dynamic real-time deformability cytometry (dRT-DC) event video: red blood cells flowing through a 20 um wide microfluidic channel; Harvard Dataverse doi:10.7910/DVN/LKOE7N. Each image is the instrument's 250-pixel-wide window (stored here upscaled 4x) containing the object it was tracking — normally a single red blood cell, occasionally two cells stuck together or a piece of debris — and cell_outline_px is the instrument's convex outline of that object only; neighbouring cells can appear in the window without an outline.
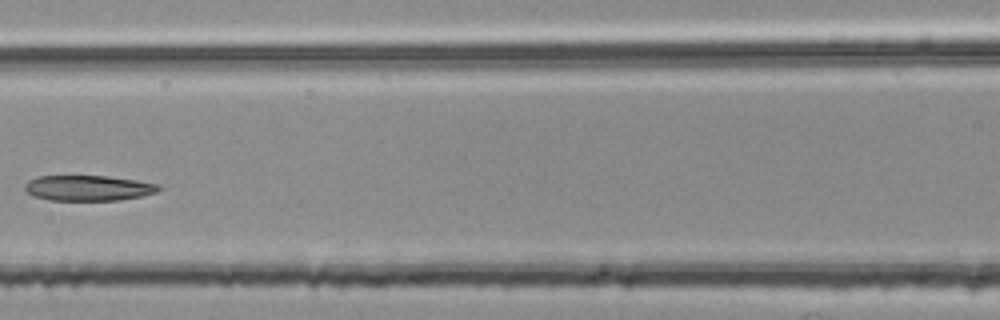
{"species": "common noctule bat (a hibernating species)", "species_latin": "Nyctalus noctula", "temperature_condition": "room temperature", "stored_images_in_passage": 4, "camera_frame_rate_fps": 3000, "um_per_image_px": 0.085, "animal": {"sex": "female", "body_mass_g": 25.1}, "frame": {"image": 1, "passage_image": 4, "time_ms": 1.0, "image_size_px": [1000, 320], "cell_outline_px": [[164, 188], [156, 192], [140, 196], [120, 200], [48, 200], [32, 196], [24, 188], [24, 184], [28, 180], [36, 176], [108, 176], [136, 180], [160, 184]], "centroid_in_image_um": [7.5, 15.98], "position_along_channel_um": 159.1, "area_um2": 20.0}}